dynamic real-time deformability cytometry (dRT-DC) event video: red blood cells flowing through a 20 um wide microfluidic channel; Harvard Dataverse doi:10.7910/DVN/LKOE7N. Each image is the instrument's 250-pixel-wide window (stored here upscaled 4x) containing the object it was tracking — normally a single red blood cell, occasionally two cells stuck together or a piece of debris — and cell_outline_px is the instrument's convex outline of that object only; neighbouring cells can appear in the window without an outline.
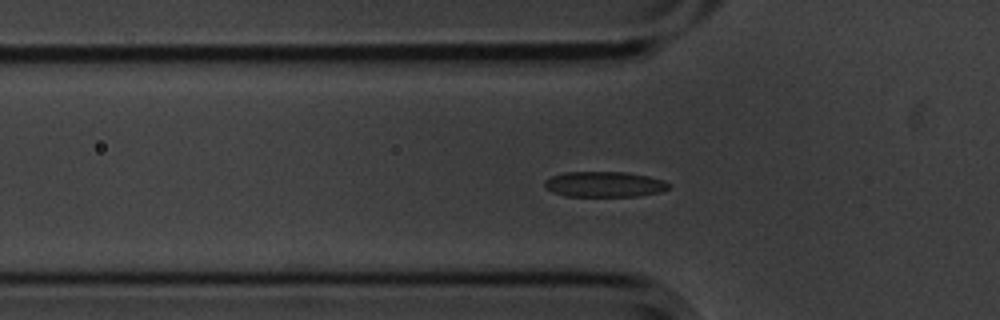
{"species": "common noctule bat (a hibernating species)", "species_latin": "Nyctalus noctula", "temperature_condition": "cold", "stored_images_in_passage": 45, "camera_frame_rate_fps": 3000, "um_per_image_px": 0.085, "animal": {"sex": "male", "body_mass_g": 20.1, "forearm_length_mm": 53.5}, "frame": {"image": 1, "passage_image": 6, "time_ms": 1.667, "image_size_px": [1000, 320], "cell_outline_px": [[672, 184], [668, 188], [660, 192], [636, 196], [564, 196], [552, 192], [544, 188], [544, 180], [552, 176], [564, 172], [628, 172], [648, 176], [664, 180]], "centroid_in_image_um": [51.35, 15.66], "position_along_channel_um": 74.4, "area_um2": 18.61}}
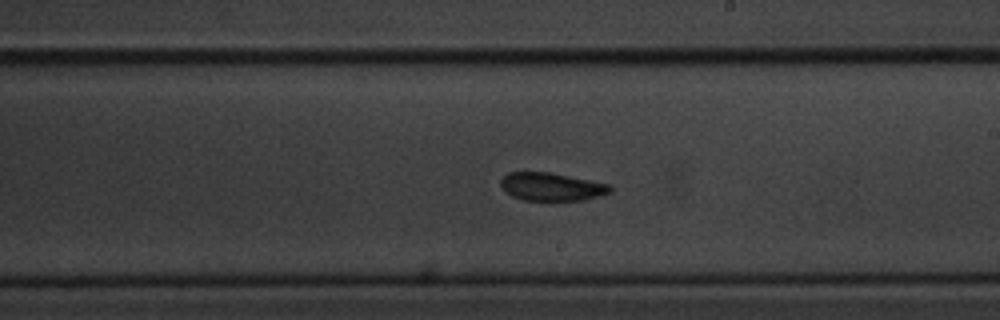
{"frame": {"image": 2, "passage_image": 20, "time_ms": 6.333, "image_size_px": [1000, 320], "cell_outline_px": [[612, 192], [600, 196], [584, 200], [552, 204], [520, 200], [512, 196], [500, 184], [500, 180], [508, 172], [552, 172], [612, 184]], "centroid_in_image_um": [46.94, 15.92], "position_along_channel_um": 242.1, "area_um2": 19.02}}
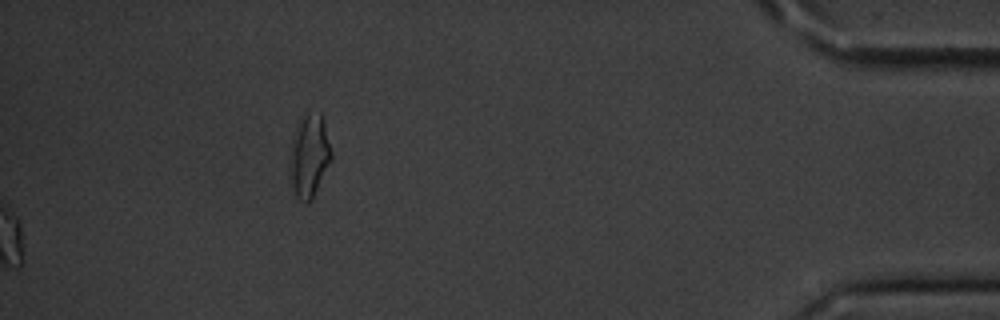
{"frame": {"image": 3, "passage_image": 45, "time_ms": 14.667, "image_size_px": [1000, 320], "cell_outline_px": [[332, 160], [312, 200], [308, 204], [296, 196], [288, 168], [288, 160], [292, 140], [300, 116], [308, 112], [320, 112], [324, 124], [332, 152]], "centroid_in_image_um": [26.28, 13.24], "position_along_channel_um": 408.9, "area_um2": 20.29}, "authors_computed_cell_mechanics": {"area_um2": 18.9006, "velocity_mm_per_s": 3.5843, "shape_relaxation_time_tau1_ms": 2.9548, "shape_relaxation_time_tau2_ms": 1.8566, "deformation_change_tau1": 0.0854, "deformation_change_tau2": 0.0718}}